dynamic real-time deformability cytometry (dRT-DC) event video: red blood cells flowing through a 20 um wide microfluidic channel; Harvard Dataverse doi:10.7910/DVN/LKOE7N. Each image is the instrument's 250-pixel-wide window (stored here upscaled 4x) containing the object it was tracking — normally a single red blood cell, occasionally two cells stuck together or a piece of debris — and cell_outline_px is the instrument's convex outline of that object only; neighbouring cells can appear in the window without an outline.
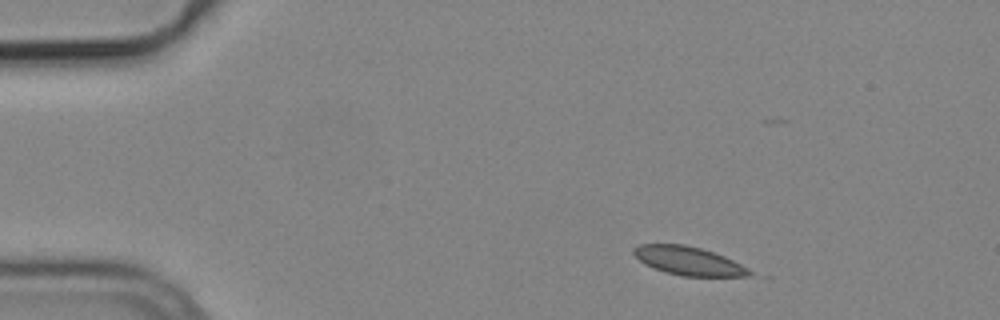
{"species": "common noctule bat (a hibernating species)", "species_latin": "Nyctalus noctula", "temperature_condition": "cold", "stored_images_in_passage": 3, "camera_frame_rate_fps": 3000, "um_per_image_px": 0.085, "animal": {"sex": "male", "body_mass_g": 19.2, "forearm_length_mm": 51.8}, "frame": {"image": 1, "passage_image": 1, "time_ms": 0.0, "image_size_px": [1000, 320], "cell_outline_px": [[756, 272], [748, 276], [684, 276], [664, 272], [652, 268], [644, 264], [632, 252], [632, 248], [640, 244], [684, 244], [700, 248], [724, 256]], "centroid_in_image_um": [58.51, 22.18], "position_along_channel_um": 26.5, "area_um2": 19.25}}